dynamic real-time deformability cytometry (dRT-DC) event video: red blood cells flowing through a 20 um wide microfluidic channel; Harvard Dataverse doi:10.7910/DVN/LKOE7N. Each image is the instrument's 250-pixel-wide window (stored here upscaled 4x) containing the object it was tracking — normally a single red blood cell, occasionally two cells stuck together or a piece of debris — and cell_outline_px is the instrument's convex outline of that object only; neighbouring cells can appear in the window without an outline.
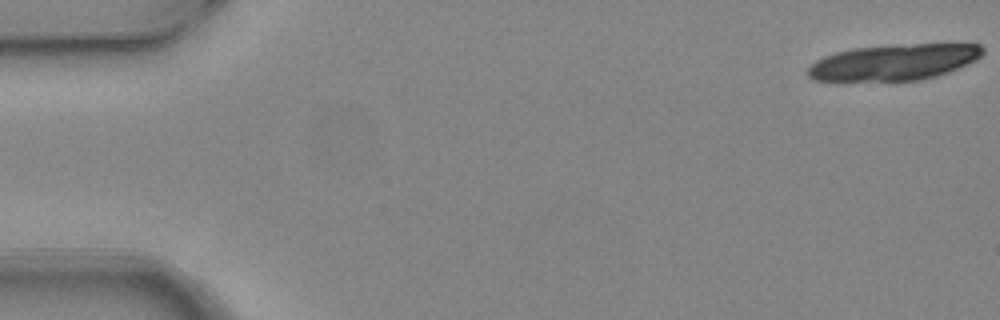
{"species": "common noctule bat (a hibernating species)", "species_latin": "Nyctalus noctula", "temperature_condition": "warm", "stored_images_in_passage": 8, "camera_frame_rate_fps": 3000, "um_per_image_px": 0.085, "animal": {"sex": "female", "body_mass_g": 24.6, "forearm_length_mm": 56.2}, "frame": {"image": 1, "passage_image": 1, "time_ms": 0.0, "image_size_px": [1000, 320], "cell_outline_px": [[984, 52], [976, 60], [948, 72], [936, 76], [920, 80], [812, 80], [804, 72], [816, 60], [824, 56], [836, 52], [852, 48], [896, 44], [980, 44], [984, 48]], "centroid_in_image_um": [75.97, 5.27], "position_along_channel_um": 9.0, "area_um2": 36.65}}
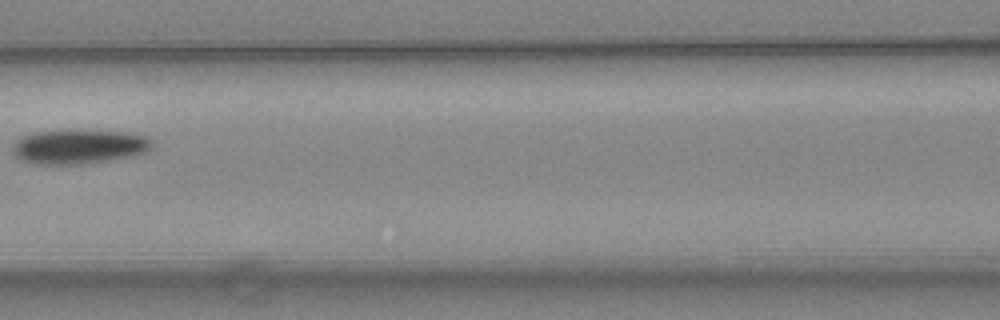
{"frame": {"image": 2, "passage_image": 7, "time_ms": 2.0, "image_size_px": [1000, 320], "cell_outline_px": [[152, 144], [144, 152], [136, 156], [84, 164], [32, 164], [20, 160], [12, 152], [12, 144], [16, 140], [24, 136], [36, 132], [60, 128], [128, 132], [144, 136], [152, 140]], "centroid_in_image_um": [6.66, 12.44], "position_along_channel_um": 159.9, "area_um2": 28.67}}
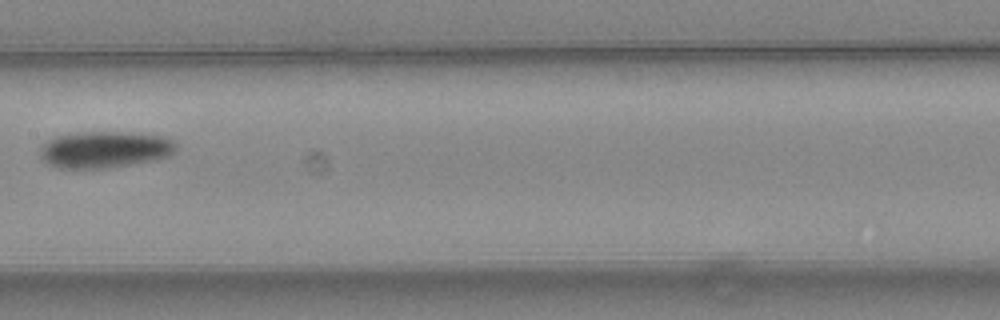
{"frame": {"image": 3, "passage_image": 8, "time_ms": 2.333, "image_size_px": [1000, 320], "cell_outline_px": [[176, 152], [168, 156], [152, 160], [132, 164], [108, 168], [60, 168], [48, 164], [40, 156], [40, 148], [48, 140], [56, 136], [80, 132], [128, 132], [160, 136], [172, 140], [176, 144]], "centroid_in_image_um": [8.89, 12.71], "position_along_channel_um": 198.5, "area_um2": 28.9}}